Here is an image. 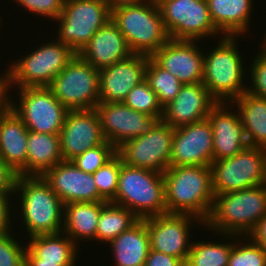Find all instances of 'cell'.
Listing matches in <instances>:
<instances>
[{
  "label": "cell",
  "mask_w": 266,
  "mask_h": 266,
  "mask_svg": "<svg viewBox=\"0 0 266 266\" xmlns=\"http://www.w3.org/2000/svg\"><path fill=\"white\" fill-rule=\"evenodd\" d=\"M25 266H76L75 264H57V262H42L39 258H25Z\"/></svg>",
  "instance_id": "obj_45"
},
{
  "label": "cell",
  "mask_w": 266,
  "mask_h": 266,
  "mask_svg": "<svg viewBox=\"0 0 266 266\" xmlns=\"http://www.w3.org/2000/svg\"><path fill=\"white\" fill-rule=\"evenodd\" d=\"M62 161L60 134L28 132L27 176H42Z\"/></svg>",
  "instance_id": "obj_29"
},
{
  "label": "cell",
  "mask_w": 266,
  "mask_h": 266,
  "mask_svg": "<svg viewBox=\"0 0 266 266\" xmlns=\"http://www.w3.org/2000/svg\"><path fill=\"white\" fill-rule=\"evenodd\" d=\"M111 20L134 54L151 57L170 39L156 0L111 9Z\"/></svg>",
  "instance_id": "obj_5"
},
{
  "label": "cell",
  "mask_w": 266,
  "mask_h": 266,
  "mask_svg": "<svg viewBox=\"0 0 266 266\" xmlns=\"http://www.w3.org/2000/svg\"><path fill=\"white\" fill-rule=\"evenodd\" d=\"M14 195L28 238L62 232L64 204L42 176L19 175Z\"/></svg>",
  "instance_id": "obj_3"
},
{
  "label": "cell",
  "mask_w": 266,
  "mask_h": 266,
  "mask_svg": "<svg viewBox=\"0 0 266 266\" xmlns=\"http://www.w3.org/2000/svg\"><path fill=\"white\" fill-rule=\"evenodd\" d=\"M236 40L237 36H221L211 52L204 50L202 84L218 103H231L247 90L246 61Z\"/></svg>",
  "instance_id": "obj_4"
},
{
  "label": "cell",
  "mask_w": 266,
  "mask_h": 266,
  "mask_svg": "<svg viewBox=\"0 0 266 266\" xmlns=\"http://www.w3.org/2000/svg\"><path fill=\"white\" fill-rule=\"evenodd\" d=\"M248 236L266 250V216L257 223Z\"/></svg>",
  "instance_id": "obj_44"
},
{
  "label": "cell",
  "mask_w": 266,
  "mask_h": 266,
  "mask_svg": "<svg viewBox=\"0 0 266 266\" xmlns=\"http://www.w3.org/2000/svg\"><path fill=\"white\" fill-rule=\"evenodd\" d=\"M211 21L222 36H237L249 32L255 0H206Z\"/></svg>",
  "instance_id": "obj_25"
},
{
  "label": "cell",
  "mask_w": 266,
  "mask_h": 266,
  "mask_svg": "<svg viewBox=\"0 0 266 266\" xmlns=\"http://www.w3.org/2000/svg\"><path fill=\"white\" fill-rule=\"evenodd\" d=\"M111 19L106 0H65L58 24L56 39L75 54L87 45L91 37Z\"/></svg>",
  "instance_id": "obj_8"
},
{
  "label": "cell",
  "mask_w": 266,
  "mask_h": 266,
  "mask_svg": "<svg viewBox=\"0 0 266 266\" xmlns=\"http://www.w3.org/2000/svg\"><path fill=\"white\" fill-rule=\"evenodd\" d=\"M123 103L133 110L162 119L163 107L145 80L131 89Z\"/></svg>",
  "instance_id": "obj_36"
},
{
  "label": "cell",
  "mask_w": 266,
  "mask_h": 266,
  "mask_svg": "<svg viewBox=\"0 0 266 266\" xmlns=\"http://www.w3.org/2000/svg\"><path fill=\"white\" fill-rule=\"evenodd\" d=\"M138 220L139 218L127 208L108 202L101 209L96 230V242L108 244Z\"/></svg>",
  "instance_id": "obj_32"
},
{
  "label": "cell",
  "mask_w": 266,
  "mask_h": 266,
  "mask_svg": "<svg viewBox=\"0 0 266 266\" xmlns=\"http://www.w3.org/2000/svg\"><path fill=\"white\" fill-rule=\"evenodd\" d=\"M145 81L156 93L162 107L173 101L183 86L177 77L160 67L151 57H148Z\"/></svg>",
  "instance_id": "obj_33"
},
{
  "label": "cell",
  "mask_w": 266,
  "mask_h": 266,
  "mask_svg": "<svg viewBox=\"0 0 266 266\" xmlns=\"http://www.w3.org/2000/svg\"><path fill=\"white\" fill-rule=\"evenodd\" d=\"M163 177L167 213L188 214L205 222L214 202L211 167L170 166Z\"/></svg>",
  "instance_id": "obj_1"
},
{
  "label": "cell",
  "mask_w": 266,
  "mask_h": 266,
  "mask_svg": "<svg viewBox=\"0 0 266 266\" xmlns=\"http://www.w3.org/2000/svg\"><path fill=\"white\" fill-rule=\"evenodd\" d=\"M7 104L6 71L0 75V109Z\"/></svg>",
  "instance_id": "obj_47"
},
{
  "label": "cell",
  "mask_w": 266,
  "mask_h": 266,
  "mask_svg": "<svg viewBox=\"0 0 266 266\" xmlns=\"http://www.w3.org/2000/svg\"><path fill=\"white\" fill-rule=\"evenodd\" d=\"M106 142L95 109L69 110L60 132L61 154L71 161L88 149Z\"/></svg>",
  "instance_id": "obj_18"
},
{
  "label": "cell",
  "mask_w": 266,
  "mask_h": 266,
  "mask_svg": "<svg viewBox=\"0 0 266 266\" xmlns=\"http://www.w3.org/2000/svg\"><path fill=\"white\" fill-rule=\"evenodd\" d=\"M228 266H266V250L249 236L236 235Z\"/></svg>",
  "instance_id": "obj_34"
},
{
  "label": "cell",
  "mask_w": 266,
  "mask_h": 266,
  "mask_svg": "<svg viewBox=\"0 0 266 266\" xmlns=\"http://www.w3.org/2000/svg\"><path fill=\"white\" fill-rule=\"evenodd\" d=\"M116 154V148L108 141L88 149L83 154L78 155L71 162L80 170L94 174L101 166Z\"/></svg>",
  "instance_id": "obj_37"
},
{
  "label": "cell",
  "mask_w": 266,
  "mask_h": 266,
  "mask_svg": "<svg viewBox=\"0 0 266 266\" xmlns=\"http://www.w3.org/2000/svg\"><path fill=\"white\" fill-rule=\"evenodd\" d=\"M122 163L121 157L116 153L93 174L100 201L112 203L115 200Z\"/></svg>",
  "instance_id": "obj_35"
},
{
  "label": "cell",
  "mask_w": 266,
  "mask_h": 266,
  "mask_svg": "<svg viewBox=\"0 0 266 266\" xmlns=\"http://www.w3.org/2000/svg\"><path fill=\"white\" fill-rule=\"evenodd\" d=\"M12 235V231L0 235V266H25L27 245Z\"/></svg>",
  "instance_id": "obj_39"
},
{
  "label": "cell",
  "mask_w": 266,
  "mask_h": 266,
  "mask_svg": "<svg viewBox=\"0 0 266 266\" xmlns=\"http://www.w3.org/2000/svg\"><path fill=\"white\" fill-rule=\"evenodd\" d=\"M262 44L259 46L257 55L253 56L252 65L248 68L249 75L248 84H251L250 87L247 85V92L252 95L266 99V39L262 40Z\"/></svg>",
  "instance_id": "obj_38"
},
{
  "label": "cell",
  "mask_w": 266,
  "mask_h": 266,
  "mask_svg": "<svg viewBox=\"0 0 266 266\" xmlns=\"http://www.w3.org/2000/svg\"><path fill=\"white\" fill-rule=\"evenodd\" d=\"M174 130L161 120L149 133L125 141L116 153L128 166L164 173L170 167Z\"/></svg>",
  "instance_id": "obj_13"
},
{
  "label": "cell",
  "mask_w": 266,
  "mask_h": 266,
  "mask_svg": "<svg viewBox=\"0 0 266 266\" xmlns=\"http://www.w3.org/2000/svg\"><path fill=\"white\" fill-rule=\"evenodd\" d=\"M266 216V184L214 195L205 231L248 236Z\"/></svg>",
  "instance_id": "obj_2"
},
{
  "label": "cell",
  "mask_w": 266,
  "mask_h": 266,
  "mask_svg": "<svg viewBox=\"0 0 266 266\" xmlns=\"http://www.w3.org/2000/svg\"><path fill=\"white\" fill-rule=\"evenodd\" d=\"M12 199H14V193L0 194V235L12 231L13 222L10 216L14 215L15 209L13 203L10 201ZM11 207L14 208L11 209Z\"/></svg>",
  "instance_id": "obj_41"
},
{
  "label": "cell",
  "mask_w": 266,
  "mask_h": 266,
  "mask_svg": "<svg viewBox=\"0 0 266 266\" xmlns=\"http://www.w3.org/2000/svg\"><path fill=\"white\" fill-rule=\"evenodd\" d=\"M26 244L25 258H39L42 262L57 264L78 262V246L64 232L32 236Z\"/></svg>",
  "instance_id": "obj_28"
},
{
  "label": "cell",
  "mask_w": 266,
  "mask_h": 266,
  "mask_svg": "<svg viewBox=\"0 0 266 266\" xmlns=\"http://www.w3.org/2000/svg\"><path fill=\"white\" fill-rule=\"evenodd\" d=\"M28 132L8 104L0 109V158L21 176H27Z\"/></svg>",
  "instance_id": "obj_24"
},
{
  "label": "cell",
  "mask_w": 266,
  "mask_h": 266,
  "mask_svg": "<svg viewBox=\"0 0 266 266\" xmlns=\"http://www.w3.org/2000/svg\"><path fill=\"white\" fill-rule=\"evenodd\" d=\"M42 177L64 205L100 201L93 174L80 170L71 161L56 164Z\"/></svg>",
  "instance_id": "obj_20"
},
{
  "label": "cell",
  "mask_w": 266,
  "mask_h": 266,
  "mask_svg": "<svg viewBox=\"0 0 266 266\" xmlns=\"http://www.w3.org/2000/svg\"><path fill=\"white\" fill-rule=\"evenodd\" d=\"M199 41L169 39L151 58L183 85L201 83L204 52Z\"/></svg>",
  "instance_id": "obj_17"
},
{
  "label": "cell",
  "mask_w": 266,
  "mask_h": 266,
  "mask_svg": "<svg viewBox=\"0 0 266 266\" xmlns=\"http://www.w3.org/2000/svg\"><path fill=\"white\" fill-rule=\"evenodd\" d=\"M144 220L149 233L150 249L182 259L184 262L193 243L192 234L190 235L193 223L194 227L197 224L202 225L204 230V222L188 214L167 213Z\"/></svg>",
  "instance_id": "obj_14"
},
{
  "label": "cell",
  "mask_w": 266,
  "mask_h": 266,
  "mask_svg": "<svg viewBox=\"0 0 266 266\" xmlns=\"http://www.w3.org/2000/svg\"><path fill=\"white\" fill-rule=\"evenodd\" d=\"M214 195L266 184V149L248 146L232 157L213 161Z\"/></svg>",
  "instance_id": "obj_9"
},
{
  "label": "cell",
  "mask_w": 266,
  "mask_h": 266,
  "mask_svg": "<svg viewBox=\"0 0 266 266\" xmlns=\"http://www.w3.org/2000/svg\"><path fill=\"white\" fill-rule=\"evenodd\" d=\"M213 234V236L215 237L222 236L221 239H224V243L223 241L213 242L202 240L201 242L197 240V242H195L194 240L191 246V250L184 262L185 266H228L229 257L231 254L232 246L236 240V235H218V233L215 232H213ZM228 239L232 241L228 242ZM225 240L227 241V243Z\"/></svg>",
  "instance_id": "obj_31"
},
{
  "label": "cell",
  "mask_w": 266,
  "mask_h": 266,
  "mask_svg": "<svg viewBox=\"0 0 266 266\" xmlns=\"http://www.w3.org/2000/svg\"><path fill=\"white\" fill-rule=\"evenodd\" d=\"M19 174L0 158V194L14 193Z\"/></svg>",
  "instance_id": "obj_42"
},
{
  "label": "cell",
  "mask_w": 266,
  "mask_h": 266,
  "mask_svg": "<svg viewBox=\"0 0 266 266\" xmlns=\"http://www.w3.org/2000/svg\"><path fill=\"white\" fill-rule=\"evenodd\" d=\"M212 162L213 129L208 118L175 128L170 166H210Z\"/></svg>",
  "instance_id": "obj_16"
},
{
  "label": "cell",
  "mask_w": 266,
  "mask_h": 266,
  "mask_svg": "<svg viewBox=\"0 0 266 266\" xmlns=\"http://www.w3.org/2000/svg\"><path fill=\"white\" fill-rule=\"evenodd\" d=\"M48 88L68 110L95 109L99 103V70L75 54Z\"/></svg>",
  "instance_id": "obj_11"
},
{
  "label": "cell",
  "mask_w": 266,
  "mask_h": 266,
  "mask_svg": "<svg viewBox=\"0 0 266 266\" xmlns=\"http://www.w3.org/2000/svg\"><path fill=\"white\" fill-rule=\"evenodd\" d=\"M156 2L170 39L203 40L209 36L212 38L221 36L211 21L206 0H156Z\"/></svg>",
  "instance_id": "obj_12"
},
{
  "label": "cell",
  "mask_w": 266,
  "mask_h": 266,
  "mask_svg": "<svg viewBox=\"0 0 266 266\" xmlns=\"http://www.w3.org/2000/svg\"><path fill=\"white\" fill-rule=\"evenodd\" d=\"M27 52L6 69L7 93L16 88L48 87L54 77L66 67L75 53L57 39L47 41ZM17 85V86H16Z\"/></svg>",
  "instance_id": "obj_7"
},
{
  "label": "cell",
  "mask_w": 266,
  "mask_h": 266,
  "mask_svg": "<svg viewBox=\"0 0 266 266\" xmlns=\"http://www.w3.org/2000/svg\"><path fill=\"white\" fill-rule=\"evenodd\" d=\"M144 266H185V265L182 259L150 249Z\"/></svg>",
  "instance_id": "obj_43"
},
{
  "label": "cell",
  "mask_w": 266,
  "mask_h": 266,
  "mask_svg": "<svg viewBox=\"0 0 266 266\" xmlns=\"http://www.w3.org/2000/svg\"><path fill=\"white\" fill-rule=\"evenodd\" d=\"M18 102L7 93V104L22 119L29 131L60 134L67 112L48 87L17 88ZM19 93V94H18Z\"/></svg>",
  "instance_id": "obj_10"
},
{
  "label": "cell",
  "mask_w": 266,
  "mask_h": 266,
  "mask_svg": "<svg viewBox=\"0 0 266 266\" xmlns=\"http://www.w3.org/2000/svg\"><path fill=\"white\" fill-rule=\"evenodd\" d=\"M107 203L106 201H99L65 204L62 232L72 239L77 246L81 245L80 242L96 241V230L101 209Z\"/></svg>",
  "instance_id": "obj_26"
},
{
  "label": "cell",
  "mask_w": 266,
  "mask_h": 266,
  "mask_svg": "<svg viewBox=\"0 0 266 266\" xmlns=\"http://www.w3.org/2000/svg\"><path fill=\"white\" fill-rule=\"evenodd\" d=\"M21 7L25 8L32 14L43 17H47L51 20L57 19L64 8L65 0H13Z\"/></svg>",
  "instance_id": "obj_40"
},
{
  "label": "cell",
  "mask_w": 266,
  "mask_h": 266,
  "mask_svg": "<svg viewBox=\"0 0 266 266\" xmlns=\"http://www.w3.org/2000/svg\"><path fill=\"white\" fill-rule=\"evenodd\" d=\"M113 204L139 219L167 214L163 173L122 163Z\"/></svg>",
  "instance_id": "obj_6"
},
{
  "label": "cell",
  "mask_w": 266,
  "mask_h": 266,
  "mask_svg": "<svg viewBox=\"0 0 266 266\" xmlns=\"http://www.w3.org/2000/svg\"><path fill=\"white\" fill-rule=\"evenodd\" d=\"M108 245L111 247L115 266H144L150 250L146 221L139 219Z\"/></svg>",
  "instance_id": "obj_27"
},
{
  "label": "cell",
  "mask_w": 266,
  "mask_h": 266,
  "mask_svg": "<svg viewBox=\"0 0 266 266\" xmlns=\"http://www.w3.org/2000/svg\"><path fill=\"white\" fill-rule=\"evenodd\" d=\"M106 1L108 2L109 8L111 10L121 6L141 4L149 0H106Z\"/></svg>",
  "instance_id": "obj_46"
},
{
  "label": "cell",
  "mask_w": 266,
  "mask_h": 266,
  "mask_svg": "<svg viewBox=\"0 0 266 266\" xmlns=\"http://www.w3.org/2000/svg\"><path fill=\"white\" fill-rule=\"evenodd\" d=\"M217 103L202 82L185 84L175 99L163 107L162 121L173 128L199 122Z\"/></svg>",
  "instance_id": "obj_22"
},
{
  "label": "cell",
  "mask_w": 266,
  "mask_h": 266,
  "mask_svg": "<svg viewBox=\"0 0 266 266\" xmlns=\"http://www.w3.org/2000/svg\"><path fill=\"white\" fill-rule=\"evenodd\" d=\"M95 110L104 138L116 149L125 141L149 133L162 120L133 110L123 102H99Z\"/></svg>",
  "instance_id": "obj_15"
},
{
  "label": "cell",
  "mask_w": 266,
  "mask_h": 266,
  "mask_svg": "<svg viewBox=\"0 0 266 266\" xmlns=\"http://www.w3.org/2000/svg\"><path fill=\"white\" fill-rule=\"evenodd\" d=\"M148 57L133 53L128 58L99 70V102H123L131 89L145 80Z\"/></svg>",
  "instance_id": "obj_19"
},
{
  "label": "cell",
  "mask_w": 266,
  "mask_h": 266,
  "mask_svg": "<svg viewBox=\"0 0 266 266\" xmlns=\"http://www.w3.org/2000/svg\"><path fill=\"white\" fill-rule=\"evenodd\" d=\"M131 54L124 35L110 19L98 29L78 55L95 69L102 70Z\"/></svg>",
  "instance_id": "obj_23"
},
{
  "label": "cell",
  "mask_w": 266,
  "mask_h": 266,
  "mask_svg": "<svg viewBox=\"0 0 266 266\" xmlns=\"http://www.w3.org/2000/svg\"><path fill=\"white\" fill-rule=\"evenodd\" d=\"M231 104L237 106L249 146L266 149V99L246 91Z\"/></svg>",
  "instance_id": "obj_30"
},
{
  "label": "cell",
  "mask_w": 266,
  "mask_h": 266,
  "mask_svg": "<svg viewBox=\"0 0 266 266\" xmlns=\"http://www.w3.org/2000/svg\"><path fill=\"white\" fill-rule=\"evenodd\" d=\"M232 108L231 103H217L207 116L213 129V161L232 157L249 146L239 112Z\"/></svg>",
  "instance_id": "obj_21"
}]
</instances>
